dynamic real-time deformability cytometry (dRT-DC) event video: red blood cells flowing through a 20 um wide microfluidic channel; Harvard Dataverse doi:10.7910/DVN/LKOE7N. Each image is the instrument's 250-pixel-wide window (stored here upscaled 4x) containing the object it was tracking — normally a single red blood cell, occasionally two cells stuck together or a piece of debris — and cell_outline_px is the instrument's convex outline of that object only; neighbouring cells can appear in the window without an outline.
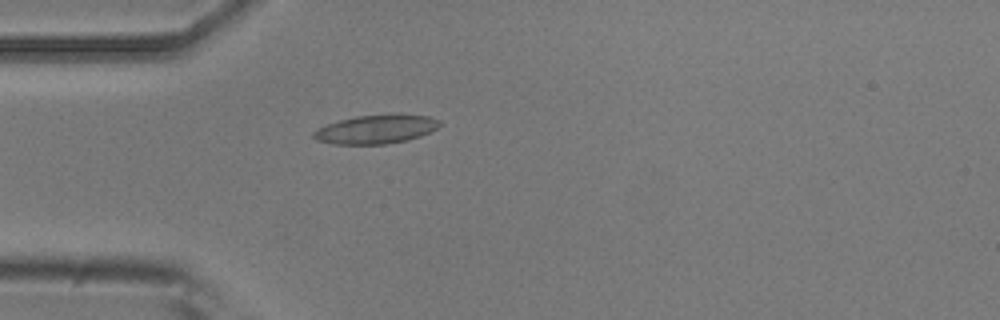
{"species": "common noctule bat (a hibernating species)", "species_latin": "Nyctalus noctula", "temperature_condition": "room temperature", "stored_images_in_passage": 2, "camera_frame_rate_fps": 3000, "um_per_image_px": 0.085, "animal": {"sex": "male", "body_mass_g": 20.5, "forearm_length_mm": 52.5}, "frame": {"image": 1, "passage_image": 2, "time_ms": 1.333, "image_size_px": [1000, 320], "cell_outline_px": [[440, 124], [436, 128], [420, 136], [408, 140], [384, 144], [332, 144], [316, 140], [312, 136], [312, 132], [316, 128], [340, 120], [356, 116], [428, 116], [440, 120]], "centroid_in_image_um": [31.88, 11.02], "position_along_channel_um": 53.1, "area_um2": 20.52}}